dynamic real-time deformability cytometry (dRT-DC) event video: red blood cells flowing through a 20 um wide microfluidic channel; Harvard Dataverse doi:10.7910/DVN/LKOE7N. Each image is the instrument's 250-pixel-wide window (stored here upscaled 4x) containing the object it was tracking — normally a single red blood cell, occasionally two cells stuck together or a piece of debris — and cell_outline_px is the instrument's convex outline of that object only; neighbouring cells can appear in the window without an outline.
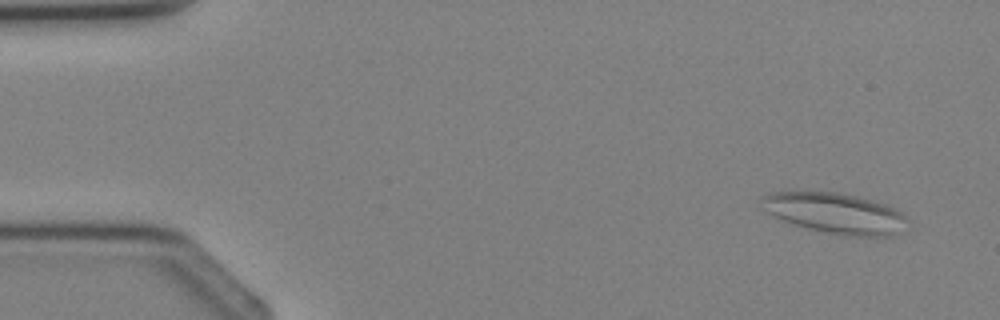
{"species": "Egyptian fruit bat (a non-hibernating species)", "species_latin": "Rousettus aegyptiacus", "temperature_condition": "cold", "stored_images_in_passage": 6, "camera_frame_rate_fps": 3000, "um_per_image_px": 0.085, "animal": {"sex": "female"}, "frame": {"image": 1, "passage_image": 6, "time_ms": 5.667, "image_size_px": [1000, 320], "cell_outline_px": [[908, 220], [892, 236], [852, 236], [812, 228], [796, 224], [784, 220], [760, 208], [756, 204], [760, 196], [768, 192], [836, 192], [856, 196], [888, 204], [908, 216]], "centroid_in_image_um": [70.95, 18.08], "position_along_channel_um": 14.1, "area_um2": 34.1}}